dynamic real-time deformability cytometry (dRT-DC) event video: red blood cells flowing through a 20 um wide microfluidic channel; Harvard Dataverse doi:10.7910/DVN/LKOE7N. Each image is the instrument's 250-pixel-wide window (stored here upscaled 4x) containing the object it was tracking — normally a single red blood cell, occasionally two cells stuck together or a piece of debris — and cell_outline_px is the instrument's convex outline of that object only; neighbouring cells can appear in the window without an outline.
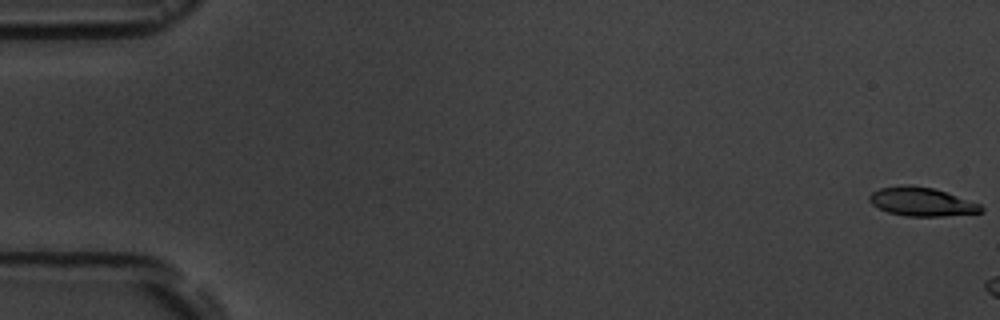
{"species": "common noctule bat (a hibernating species)", "species_latin": "Nyctalus noctula", "temperature_condition": "room temperature", "stored_images_in_passage": 9, "camera_frame_rate_fps": 3000, "um_per_image_px": 0.085, "animal": {"sex": "male", "body_mass_g": 19.5, "forearm_length_mm": 54.6}, "frame": {"image": 1, "passage_image": 1, "time_ms": 0.0, "image_size_px": [1000, 320], "cell_outline_px": [[984, 212], [944, 216], [904, 216], [888, 212], [872, 204], [868, 200], [868, 196], [872, 192], [880, 188], [904, 184], [912, 184], [932, 188], [980, 204], [984, 208]], "centroid_in_image_um": [78.31, 17.15], "position_along_channel_um": 6.7, "area_um2": 18.61}}
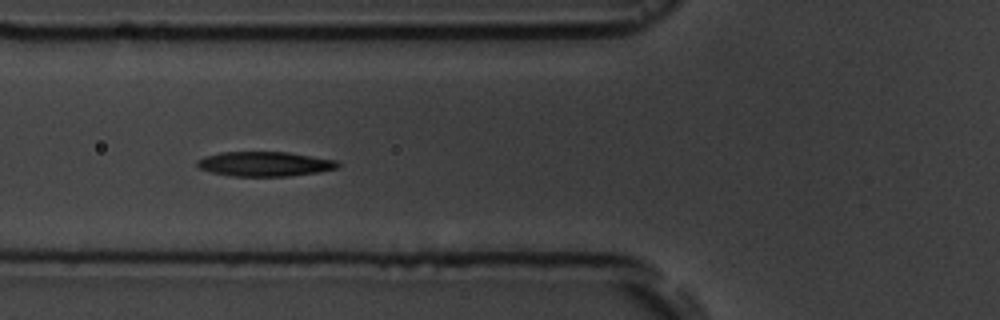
{"frame": {"image": 2, "passage_image": 8, "time_ms": 9.0, "image_size_px": [1000, 320], "cell_outline_px": [[340, 164], [336, 168], [320, 172], [288, 176], [232, 176], [212, 172], [200, 168], [196, 164], [196, 160], [204, 156], [220, 152], [288, 152], [336, 160]], "centroid_in_image_um": [22.49, 13.93], "position_along_channel_um": 103.3, "area_um2": 20.17}}
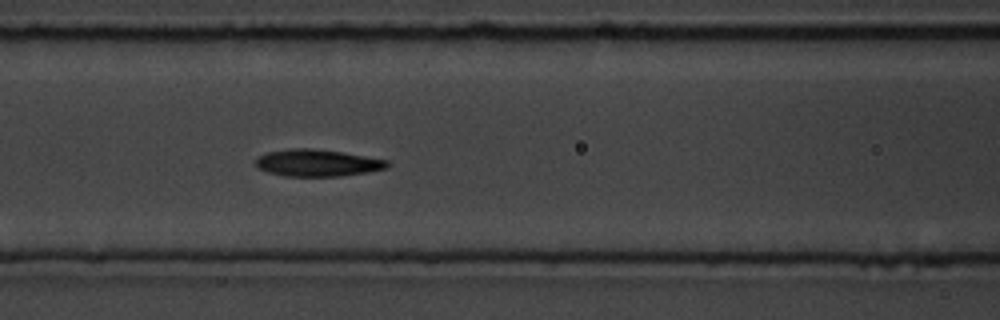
{"frame": {"image": 3, "passage_image": 9, "time_ms": 10.0, "image_size_px": [1000, 320], "cell_outline_px": [[392, 164], [388, 168], [368, 172], [340, 176], [284, 176], [268, 172], [260, 168], [256, 164], [256, 160], [260, 156], [268, 152], [292, 148], [312, 148], [340, 152], [388, 160]], "centroid_in_image_um": [27.03, 13.85], "position_along_channel_um": 139.6, "area_um2": 20.52}}